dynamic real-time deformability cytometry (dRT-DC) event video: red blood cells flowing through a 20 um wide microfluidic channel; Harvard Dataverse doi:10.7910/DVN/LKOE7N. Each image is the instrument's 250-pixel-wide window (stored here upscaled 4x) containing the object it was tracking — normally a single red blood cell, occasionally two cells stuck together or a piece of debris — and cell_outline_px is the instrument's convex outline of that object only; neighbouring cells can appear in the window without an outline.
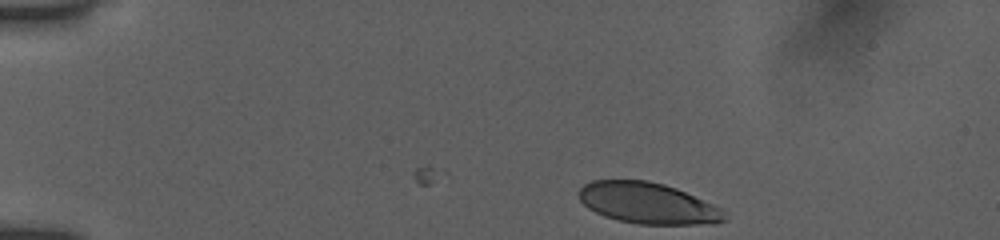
{"species": "human", "species_latin": "Homo sapiens", "temperature_condition": "room temperature", "stored_images_in_passage": 19, "camera_frame_rate_fps": 3000, "um_per_image_px": 0.085, "donor": {"sex": "female"}, "frame": {"image": 1, "passage_image": 1, "time_ms": 0.0, "image_size_px": [1000, 240], "cell_outline_px": [[728, 220], [716, 224], [640, 224], [620, 220], [604, 216], [588, 208], [580, 200], [576, 192], [584, 184], [592, 180], [648, 180], [664, 184], [676, 188], [712, 204], [728, 212]], "centroid_in_image_um": [55.09, 17.27], "position_along_channel_um": 29.9, "area_um2": 35.08}}
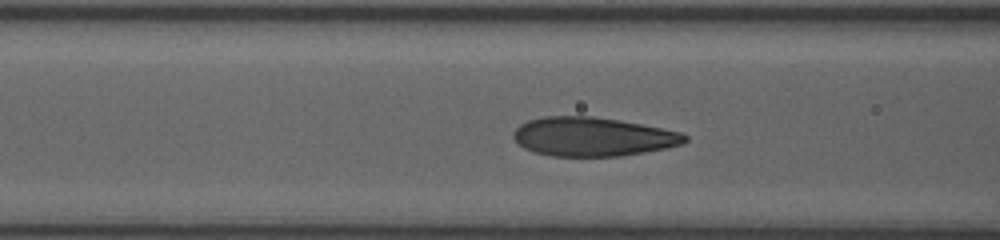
{"frame": {"image": 2, "passage_image": 14, "time_ms": 4.333, "image_size_px": [1000, 240], "cell_outline_px": [[688, 140], [684, 144], [644, 152], [620, 156], [552, 156], [532, 152], [524, 148], [512, 136], [512, 132], [520, 124], [528, 120], [544, 116], [592, 116], [620, 120], [680, 132], [688, 136]], "centroid_in_image_um": [50.36, 11.62], "position_along_channel_um": 116.2, "area_um2": 38.9}}
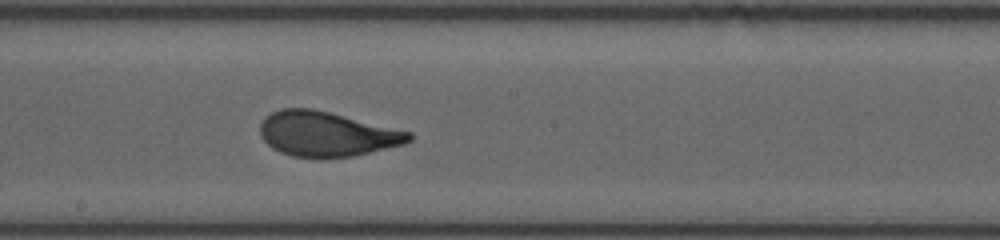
{"frame": {"image": 3, "passage_image": 19, "time_ms": 6.0, "image_size_px": [1000, 240], "cell_outline_px": [[412, 140], [404, 144], [352, 156], [292, 156], [280, 152], [272, 148], [260, 136], [260, 124], [264, 116], [280, 108], [312, 108], [412, 132]], "centroid_in_image_um": [27.74, 11.36], "position_along_channel_um": 220.5, "area_um2": 38.44}}